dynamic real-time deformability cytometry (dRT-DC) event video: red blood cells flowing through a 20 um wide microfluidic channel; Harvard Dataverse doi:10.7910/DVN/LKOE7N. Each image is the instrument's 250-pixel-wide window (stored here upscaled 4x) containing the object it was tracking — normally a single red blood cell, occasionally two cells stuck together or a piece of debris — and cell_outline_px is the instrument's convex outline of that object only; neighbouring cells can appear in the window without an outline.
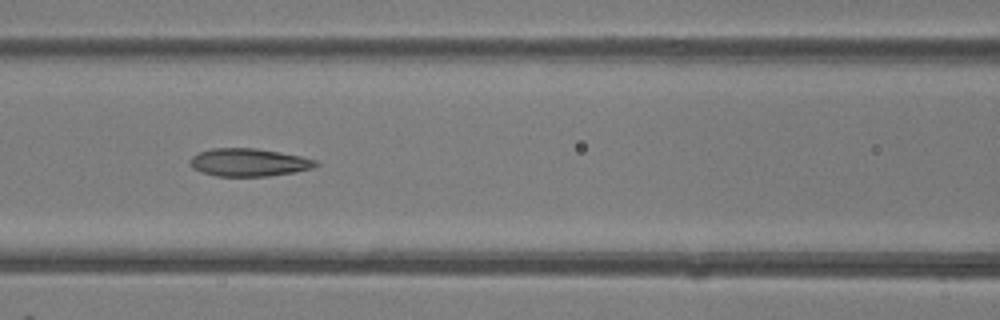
{"species": "common noctule bat (a hibernating species)", "species_latin": "Nyctalus noctula", "temperature_condition": "room temperature", "stored_images_in_passage": 34, "camera_frame_rate_fps": 3000, "um_per_image_px": 0.085, "animal": {"sex": "female"}, "frame": {"image": 1, "passage_image": 8, "time_ms": 2.333, "image_size_px": [1000, 320], "cell_outline_px": [[320, 164], [312, 168], [292, 172], [268, 176], [216, 176], [200, 172], [192, 168], [192, 156], [200, 152], [212, 148], [256, 148], [280, 152], [300, 156], [316, 160]], "centroid_in_image_um": [21.15, 13.8], "position_along_channel_um": 145.4, "area_um2": 20.23}}
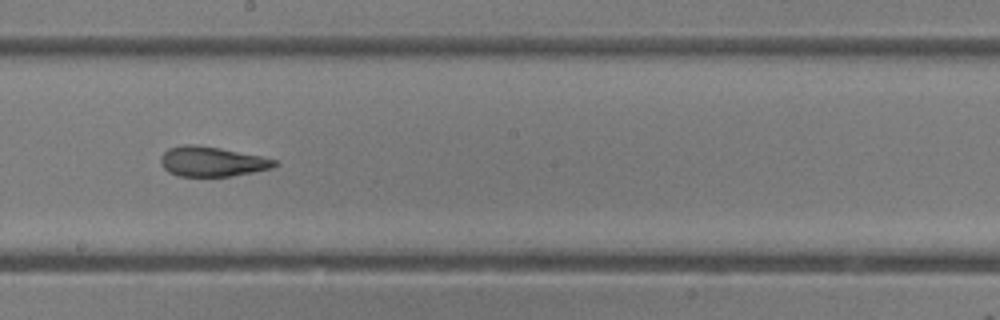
{"frame": {"image": 2, "passage_image": 14, "time_ms": 4.333, "image_size_px": [1000, 320], "cell_outline_px": [[280, 164], [272, 168], [232, 176], [180, 176], [168, 172], [164, 168], [160, 160], [164, 152], [168, 148], [184, 144], [196, 144], [220, 148], [260, 156], [276, 160]], "centroid_in_image_um": [18.02, 13.73], "position_along_channel_um": 230.2, "area_um2": 19.77}}
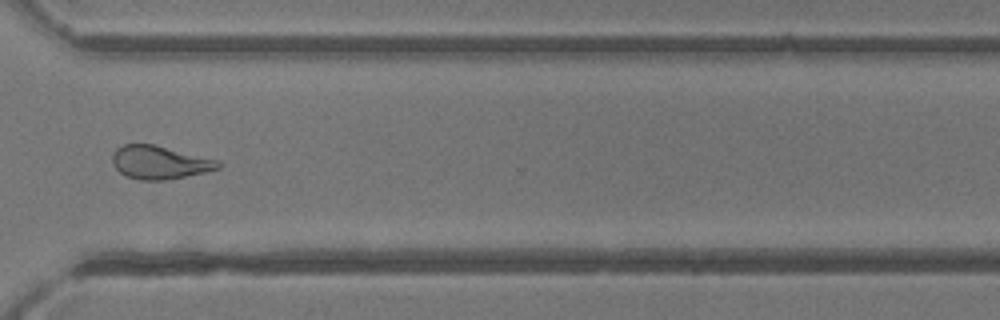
{"frame": {"image": 3, "passage_image": 23, "time_ms": 7.333, "image_size_px": [1000, 320], "cell_outline_px": [[224, 164], [220, 168], [208, 172], [164, 180], [140, 180], [128, 176], [120, 172], [112, 164], [112, 156], [116, 148], [124, 144], [156, 144], [220, 160]], "centroid_in_image_um": [13.63, 13.79], "position_along_channel_um": 357.0, "area_um2": 20.81}, "authors_computed_cell_mechanics": {"area_um2": 20.6635, "velocity_mm_per_s": 4.2457, "shape_relaxation_time_tau1_ms": null, "shape_relaxation_time_tau2_ms": 2.1582, "deformation_change_tau1": null, "deformation_change_tau2": 0.1085}}